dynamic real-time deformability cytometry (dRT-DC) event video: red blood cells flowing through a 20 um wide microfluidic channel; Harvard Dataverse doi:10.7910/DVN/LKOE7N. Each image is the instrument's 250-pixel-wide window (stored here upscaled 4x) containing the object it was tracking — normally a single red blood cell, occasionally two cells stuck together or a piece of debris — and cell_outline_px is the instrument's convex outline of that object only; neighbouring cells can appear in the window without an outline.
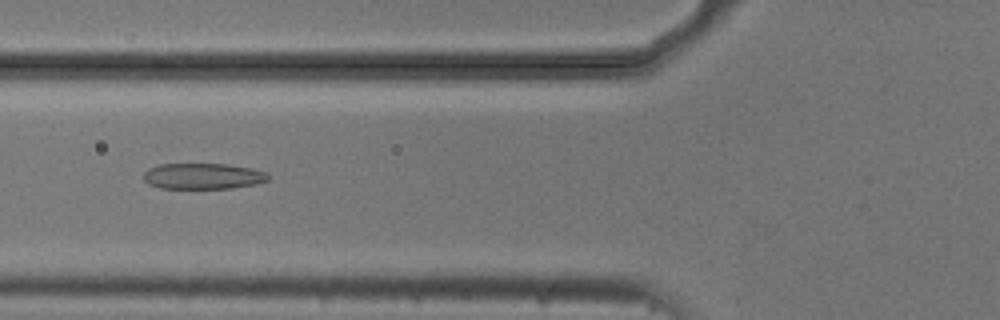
{"species": "common noctule bat (a hibernating species)", "species_latin": "Nyctalus noctula", "temperature_condition": "cold", "stored_images_in_passage": 54, "camera_frame_rate_fps": 3000, "um_per_image_px": 0.085, "animal": {"sex": "male", "body_mass_g": 20.5, "forearm_length_mm": 52.5}, "frame": {"image": 1, "passage_image": 20, "time_ms": 6.333, "image_size_px": [1000, 320], "cell_outline_px": [[268, 180], [256, 184], [232, 188], [160, 188], [148, 184], [144, 180], [144, 172], [148, 168], [160, 164], [228, 164], [252, 168], [264, 172], [268, 176]], "centroid_in_image_um": [17.23, 14.97], "position_along_channel_um": 108.6, "area_um2": 18.79}}
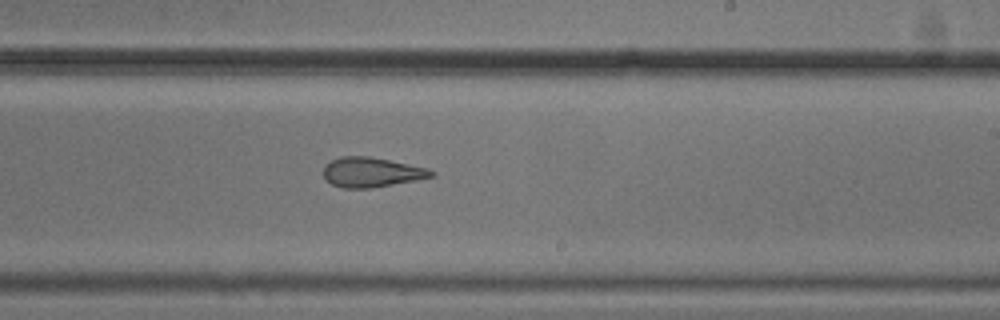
{"frame": {"image": 2, "passage_image": 32, "time_ms": 10.333, "image_size_px": [1000, 320], "cell_outline_px": [[436, 176], [416, 180], [368, 188], [344, 188], [332, 184], [324, 176], [324, 164], [340, 156], [368, 156], [428, 168], [436, 172]], "centroid_in_image_um": [31.59, 14.63], "position_along_channel_um": 257.4, "area_um2": 18.55}}
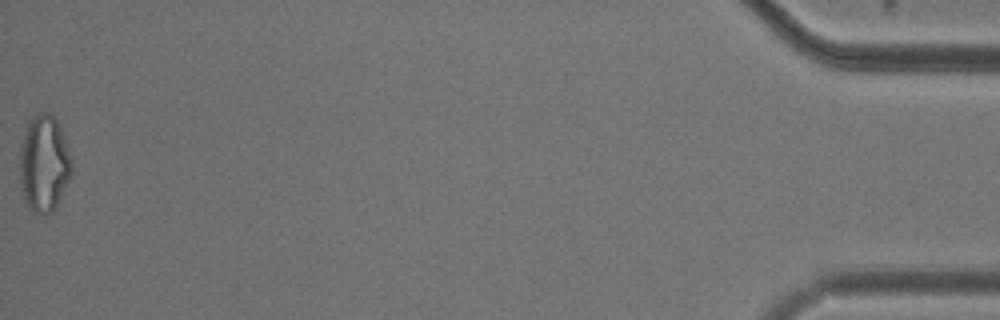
{"frame": {"image": 3, "passage_image": 54, "time_ms": 17.667, "image_size_px": [1000, 320], "cell_outline_px": [[72, 172], [52, 212], [36, 212], [28, 208], [24, 204], [20, 184], [20, 148], [24, 132], [32, 116], [40, 112], [48, 112], [56, 120], [60, 128], [72, 160]], "centroid_in_image_um": [3.71, 13.89], "position_along_channel_um": 431.5, "area_um2": 28.9}, "authors_computed_cell_mechanics": {"area_um2": 21.9351, "velocity_mm_per_s": 3.7042, "shape_relaxation_time_tau1_ms": 7.1828, "shape_relaxation_time_tau2_ms": 1.6847, "deformation_change_tau1": 0.196, "deformation_change_tau2": 0.1067}}